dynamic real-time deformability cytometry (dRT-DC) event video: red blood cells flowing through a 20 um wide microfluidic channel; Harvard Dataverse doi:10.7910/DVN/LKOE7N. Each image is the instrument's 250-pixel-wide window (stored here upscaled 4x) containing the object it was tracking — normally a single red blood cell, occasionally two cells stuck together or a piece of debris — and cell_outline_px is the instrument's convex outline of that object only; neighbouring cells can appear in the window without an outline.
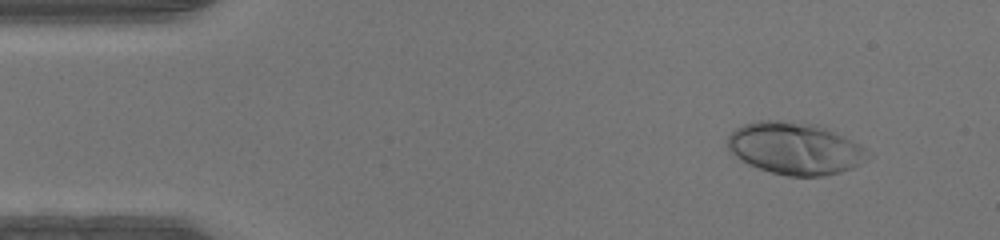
{"species": "human", "species_latin": "Homo sapiens", "temperature_condition": "warm", "stored_images_in_passage": 47, "camera_frame_rate_fps": 3000, "um_per_image_px": 0.085, "donor": {"sex": "male"}, "frame": {"image": 1, "passage_image": 5, "time_ms": 1.333, "image_size_px": [1000, 240], "cell_outline_px": [[864, 148], [856, 164], [852, 168], [840, 172], [824, 176], [788, 176], [772, 172], [748, 164], [736, 156], [728, 148], [728, 136], [736, 128], [744, 124], [756, 120], [780, 120], [816, 124], [844, 136], [860, 144]], "centroid_in_image_um": [67.47, 12.59], "position_along_channel_um": 17.5, "area_um2": 41.62}}
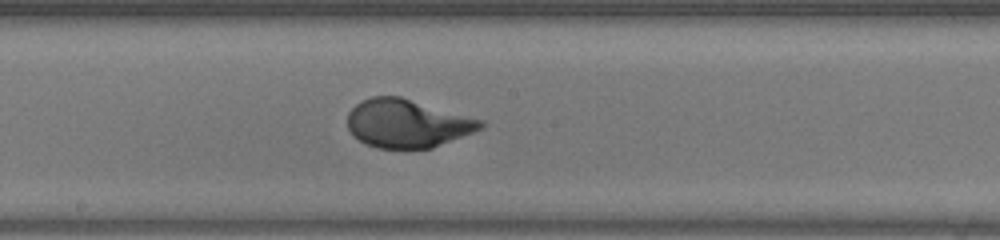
{"frame": {"image": 2, "passage_image": 25, "time_ms": 8.0, "image_size_px": [1000, 240], "cell_outline_px": [[488, 124], [484, 128], [432, 148], [376, 148], [364, 144], [348, 128], [348, 112], [360, 100], [372, 96], [400, 96], [484, 120]], "centroid_in_image_um": [34.65, 10.48], "position_along_channel_um": 213.6, "area_um2": 37.57}}
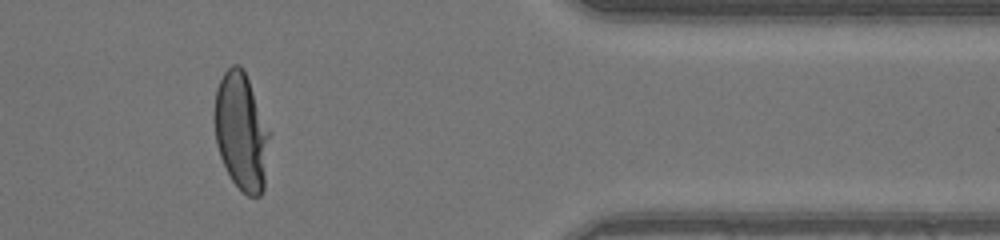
{"frame": {"image": 3, "passage_image": 39, "time_ms": 12.667, "image_size_px": [1000, 240], "cell_outline_px": [[272, 132], [264, 188], [260, 196], [248, 196], [232, 180], [220, 156], [216, 144], [212, 120], [216, 88], [224, 72], [232, 64], [240, 64], [248, 80]], "centroid_in_image_um": [20.52, 11.18], "position_along_channel_um": 390.9, "area_um2": 38.44}}